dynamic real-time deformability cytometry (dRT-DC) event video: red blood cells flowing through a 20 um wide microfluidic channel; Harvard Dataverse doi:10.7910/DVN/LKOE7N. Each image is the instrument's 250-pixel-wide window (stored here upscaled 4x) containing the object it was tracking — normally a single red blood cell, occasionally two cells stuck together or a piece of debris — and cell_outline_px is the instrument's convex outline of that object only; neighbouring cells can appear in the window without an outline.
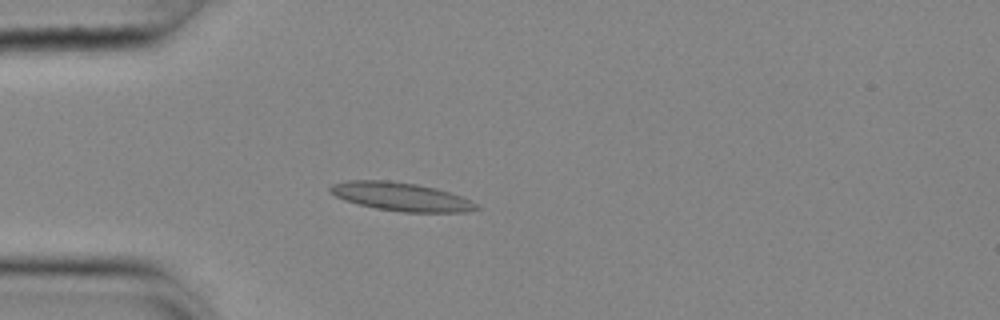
{"species": "common noctule bat (a hibernating species)", "species_latin": "Nyctalus noctula", "temperature_condition": "cold", "stored_images_in_passage": 56, "camera_frame_rate_fps": 3000, "um_per_image_px": 0.085, "animal": {"sex": "female", "body_mass_g": 25.1}, "frame": {"image": 1, "passage_image": 16, "time_ms": 5.0, "image_size_px": [1000, 320], "cell_outline_px": [[480, 208], [464, 212], [400, 212], [376, 208], [344, 200], [328, 192], [328, 188], [332, 184], [344, 180], [388, 180], [416, 184], [436, 188], [460, 196], [476, 204]], "centroid_in_image_um": [34.02, 16.71], "position_along_channel_um": 51.0, "area_um2": 24.1}}
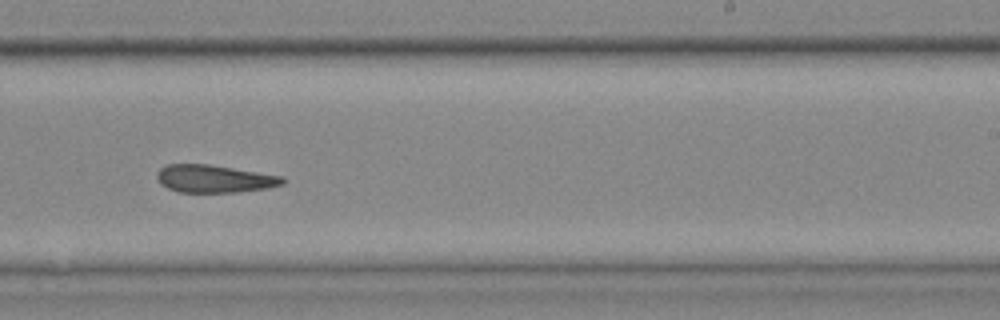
{"frame": {"image": 2, "passage_image": 35, "time_ms": 11.333, "image_size_px": [1000, 320], "cell_outline_px": [[288, 180], [284, 184], [268, 188], [236, 192], [180, 192], [168, 188], [160, 184], [156, 176], [156, 172], [160, 168], [168, 164], [208, 164], [284, 176]], "centroid_in_image_um": [18.24, 15.19], "position_along_channel_um": 270.8, "area_um2": 20.4}}
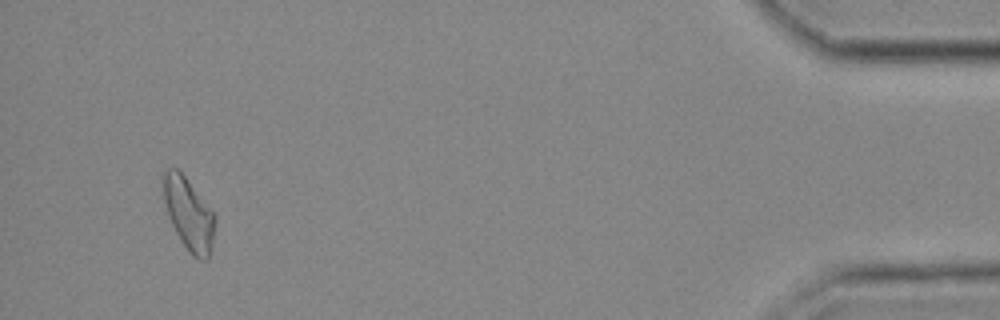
{"frame": {"image": 3, "passage_image": 53, "time_ms": 17.333, "image_size_px": [1000, 320], "cell_outline_px": [[216, 220], [212, 244], [208, 260], [200, 260], [192, 256], [188, 252], [180, 240], [168, 216], [164, 200], [160, 180], [160, 176], [168, 168], [176, 168], [184, 176], [216, 216]], "centroid_in_image_um": [16.01, 18.19], "position_along_channel_um": 419.2, "area_um2": 21.85}, "authors_computed_cell_mechanics": {"area_um2": 21.1548, "velocity_mm_per_s": 3.6643, "shape_relaxation_time_tau1_ms": null, "shape_relaxation_time_tau2_ms": 3.6281, "deformation_change_tau1": null, "deformation_change_tau2": 0.1224}}